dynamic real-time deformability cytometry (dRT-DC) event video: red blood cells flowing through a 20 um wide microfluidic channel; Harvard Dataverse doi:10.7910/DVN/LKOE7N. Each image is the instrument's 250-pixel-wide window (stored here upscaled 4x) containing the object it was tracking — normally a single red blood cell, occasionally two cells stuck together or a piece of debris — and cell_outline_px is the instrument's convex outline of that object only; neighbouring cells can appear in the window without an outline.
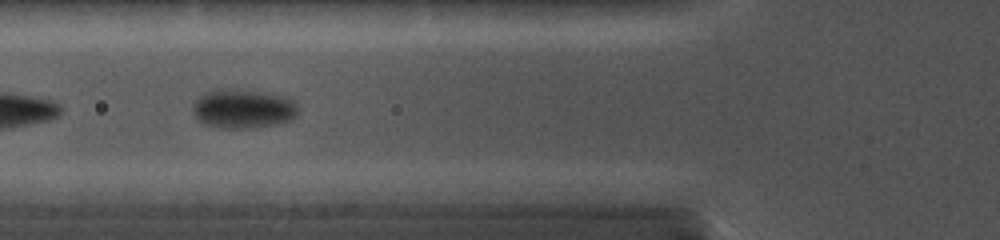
{"species": "common noctule bat (a hibernating species)", "species_latin": "Nyctalus noctula", "temperature_condition": "cold", "stored_images_in_passage": 6, "camera_frame_rate_fps": 5000, "um_per_image_px": 0.085, "animal": {"sex": "female", "body_mass_g": 19.0, "forearm_length_mm": 56.7}, "frame": {"image": 1, "passage_image": 5, "time_ms": 1.4, "image_size_px": [1000, 240], "cell_outline_px": [[296, 112], [288, 120], [276, 124], [252, 128], [220, 128], [208, 124], [200, 120], [196, 116], [196, 104], [200, 96], [204, 92], [220, 88], [252, 92], [276, 96], [292, 100], [296, 108]], "centroid_in_image_um": [20.62, 9.27], "position_along_channel_um": 105.2, "area_um2": 22.66}}